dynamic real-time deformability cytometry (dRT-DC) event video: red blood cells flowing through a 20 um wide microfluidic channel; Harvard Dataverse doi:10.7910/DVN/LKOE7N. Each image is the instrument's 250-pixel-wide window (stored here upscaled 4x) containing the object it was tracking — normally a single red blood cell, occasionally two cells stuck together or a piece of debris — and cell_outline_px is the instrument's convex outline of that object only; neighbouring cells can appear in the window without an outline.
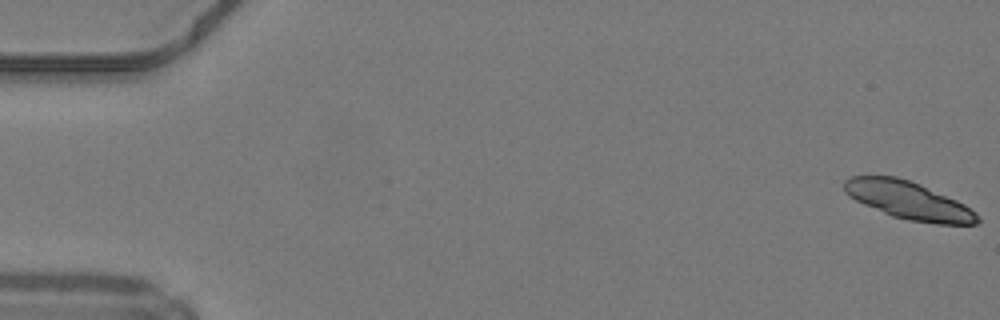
{"species": "common noctule bat (a hibernating species)", "species_latin": "Nyctalus noctula", "temperature_condition": "warm", "stored_images_in_passage": 46, "camera_frame_rate_fps": 3000, "um_per_image_px": 0.085, "animal": {"sex": "male", "body_mass_g": 19.2, "forearm_length_mm": 51.8}, "frame": {"image": 1, "passage_image": 1, "time_ms": 0.0, "image_size_px": [1000, 320], "cell_outline_px": [[980, 220], [976, 224], [936, 224], [908, 220], [892, 216], [864, 204], [848, 196], [844, 192], [844, 180], [852, 176], [896, 176], [920, 184], [956, 200], [964, 204], [976, 212], [980, 216]], "centroid_in_image_um": [77.23, 17.04], "position_along_channel_um": 7.8, "area_um2": 29.19}}
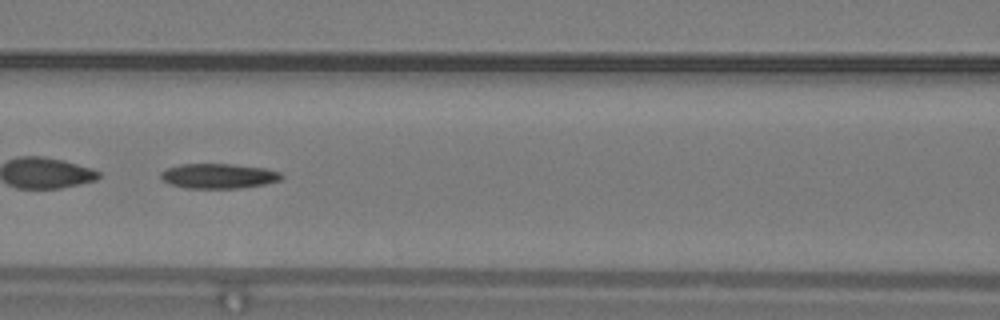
{"frame": {"image": 2, "passage_image": 21, "time_ms": 6.667, "image_size_px": [1000, 320], "cell_outline_px": [[284, 176], [280, 180], [264, 184], [240, 188], [184, 188], [168, 184], [160, 176], [160, 172], [168, 168], [180, 164], [232, 164], [268, 168], [280, 172]], "centroid_in_image_um": [18.58, 14.96], "position_along_channel_um": 148.0, "area_um2": 17.63}}